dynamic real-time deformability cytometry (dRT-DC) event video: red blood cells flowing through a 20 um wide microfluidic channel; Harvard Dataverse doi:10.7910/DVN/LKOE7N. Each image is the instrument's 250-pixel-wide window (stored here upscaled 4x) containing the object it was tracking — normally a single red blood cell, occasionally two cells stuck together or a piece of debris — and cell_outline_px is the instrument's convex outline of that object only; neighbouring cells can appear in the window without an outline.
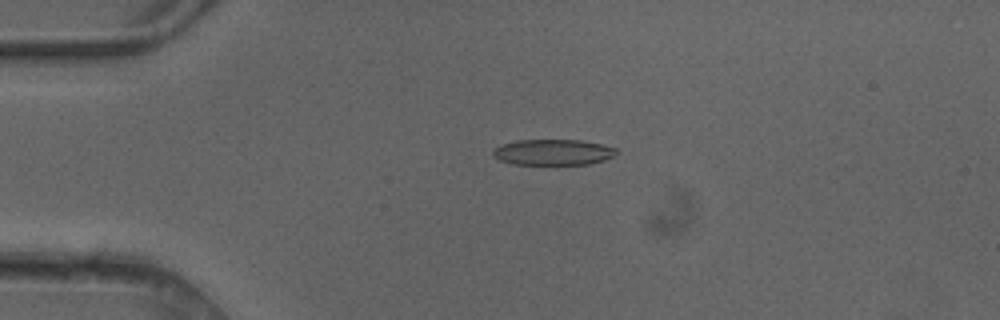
{"species": "common noctule bat (a hibernating species)", "species_latin": "Nyctalus noctula", "temperature_condition": "cold", "stored_images_in_passage": 5, "camera_frame_rate_fps": 3000, "um_per_image_px": 0.085, "animal": {"sex": "female"}, "frame": {"image": 1, "passage_image": 4, "time_ms": 1.0, "image_size_px": [1000, 320], "cell_outline_px": [[620, 152], [604, 160], [588, 164], [512, 164], [500, 160], [492, 156], [492, 148], [516, 140], [580, 140], [600, 144], [616, 148]], "centroid_in_image_um": [46.99, 12.93], "position_along_channel_um": 38.0, "area_um2": 18.55}}
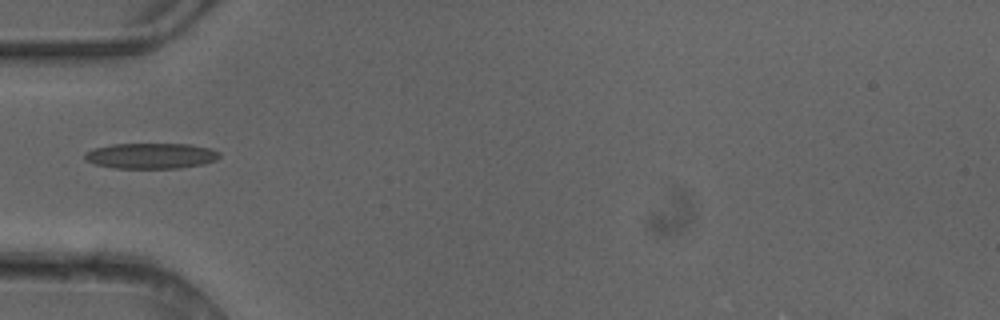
{"frame": {"image": 2, "passage_image": 5, "time_ms": 1.333, "image_size_px": [1000, 320], "cell_outline_px": [[220, 156], [216, 160], [204, 164], [180, 168], [116, 168], [96, 164], [84, 160], [84, 152], [92, 148], [112, 144], [192, 144], [212, 148], [220, 152]], "centroid_in_image_um": [12.84, 13.24], "position_along_channel_um": 72.2, "area_um2": 20.35}}